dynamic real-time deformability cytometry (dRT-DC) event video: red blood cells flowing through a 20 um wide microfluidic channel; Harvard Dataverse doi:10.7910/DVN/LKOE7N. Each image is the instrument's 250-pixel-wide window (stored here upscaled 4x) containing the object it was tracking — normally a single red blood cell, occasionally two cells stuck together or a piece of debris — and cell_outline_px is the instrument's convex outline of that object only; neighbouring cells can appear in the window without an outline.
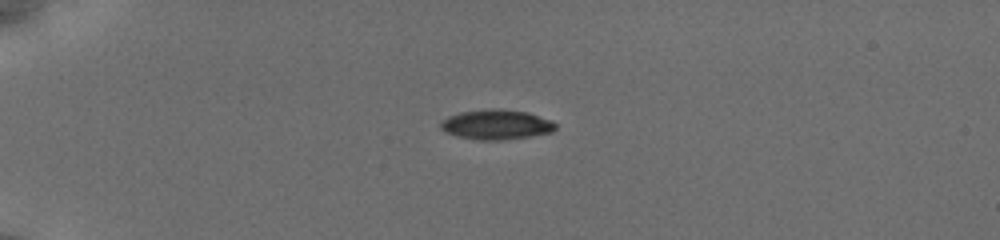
{"species": "common noctule bat (a hibernating species)", "species_latin": "Nyctalus noctula", "temperature_condition": "cold", "stored_images_in_passage": 41, "camera_frame_rate_fps": 3000, "um_per_image_px": 0.085, "animal": {"sex": "female", "body_mass_g": 19.5, "forearm_length_mm": 54.1}, "frame": {"image": 1, "passage_image": 1, "time_ms": 0.0, "image_size_px": [1000, 240], "cell_outline_px": [[556, 128], [552, 132], [528, 136], [500, 140], [480, 140], [460, 136], [448, 132], [440, 128], [440, 124], [448, 116], [460, 112], [488, 108], [492, 108], [528, 112], [552, 120], [556, 124]], "centroid_in_image_um": [42.22, 10.57], "position_along_channel_um": 42.8, "area_um2": 19.77}}
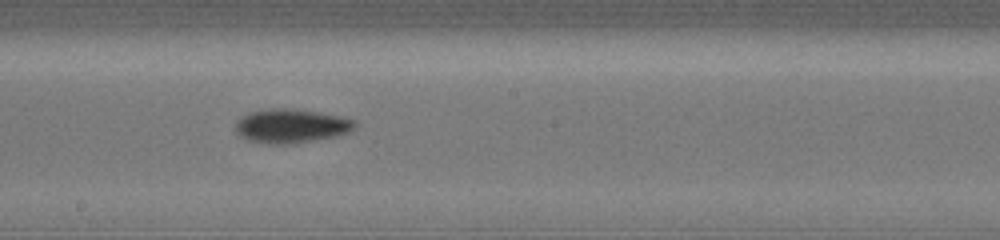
{"frame": {"image": 2, "passage_image": 19, "time_ms": 6.0, "image_size_px": [1000, 240], "cell_outline_px": [[356, 124], [348, 132], [336, 136], [288, 144], [268, 144], [248, 140], [240, 136], [236, 132], [236, 120], [252, 112], [276, 108], [280, 108], [316, 112], [340, 116], [356, 120]], "centroid_in_image_um": [24.73, 10.72], "position_along_channel_um": 223.5, "area_um2": 23.12}}
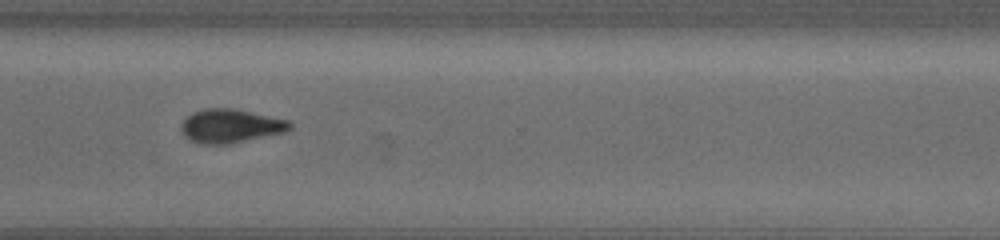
{"frame": {"image": 3, "passage_image": 29, "time_ms": 9.333, "image_size_px": [1000, 240], "cell_outline_px": [[292, 128], [284, 132], [228, 144], [200, 144], [184, 136], [180, 128], [180, 124], [192, 112], [204, 108], [232, 108], [292, 120]], "centroid_in_image_um": [19.6, 10.69], "position_along_channel_um": 351.0, "area_um2": 21.44}, "authors_computed_cell_mechanics": {"area_um2": 21.5594, "velocity_mm_per_s": 3.8298, "shape_relaxation_time_tau1_ms": 3.0795, "shape_relaxation_time_tau2_ms": null, "deformation_change_tau1": 0.1275, "deformation_change_tau2": null}}